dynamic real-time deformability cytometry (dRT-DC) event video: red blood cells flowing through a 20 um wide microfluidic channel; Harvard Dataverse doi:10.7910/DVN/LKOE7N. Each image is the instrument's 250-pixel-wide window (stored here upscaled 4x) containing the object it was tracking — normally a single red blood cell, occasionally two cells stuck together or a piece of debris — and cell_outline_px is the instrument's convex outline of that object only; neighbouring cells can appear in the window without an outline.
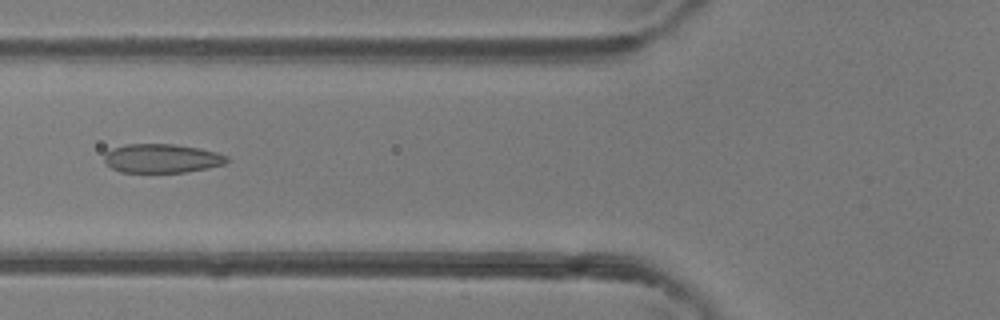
{"species": "common noctule bat (a hibernating species)", "species_latin": "Nyctalus noctula", "temperature_condition": "room temperature", "stored_images_in_passage": 47, "camera_frame_rate_fps": 3000, "um_per_image_px": 0.085, "animal": {"sex": "female"}, "frame": {"image": 1, "passage_image": 18, "time_ms": 5.667, "image_size_px": [1000, 320], "cell_outline_px": [[228, 160], [224, 164], [208, 168], [184, 172], [120, 172], [112, 168], [104, 160], [104, 152], [112, 148], [124, 144], [172, 144], [200, 148], [216, 152], [228, 156]], "centroid_in_image_um": [13.74, 13.45], "position_along_channel_um": 112.1, "area_um2": 20.69}}
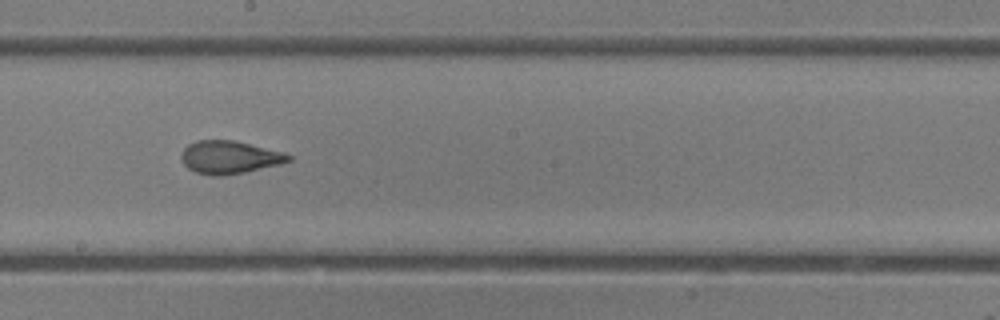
{"frame": {"image": 2, "passage_image": 26, "time_ms": 8.333, "image_size_px": [1000, 320], "cell_outline_px": [[292, 160], [280, 164], [244, 172], [224, 176], [212, 176], [196, 172], [188, 168], [184, 164], [180, 156], [184, 148], [188, 144], [196, 140], [232, 140], [284, 152], [292, 156]], "centroid_in_image_um": [19.49, 13.37], "position_along_channel_um": 228.7, "area_um2": 20.52}}
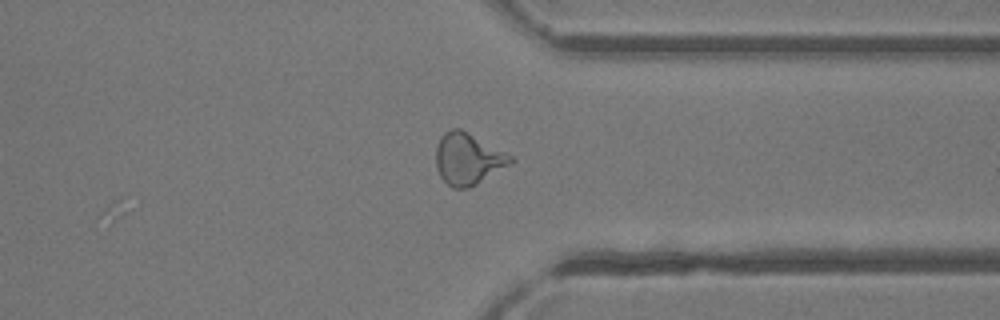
{"frame": {"image": 3, "passage_image": 36, "time_ms": 11.667, "image_size_px": [1000, 320], "cell_outline_px": [[516, 160], [476, 184], [468, 188], [452, 188], [440, 176], [436, 168], [436, 148], [440, 136], [444, 132], [452, 128], [460, 128], [512, 156]], "centroid_in_image_um": [39.74, 13.5], "position_along_channel_um": 371.7, "area_um2": 22.14}, "authors_computed_cell_mechanics": {"area_um2": 21.964, "velocity_mm_per_s": 4.3615, "shape_relaxation_time_tau1_ms": null, "shape_relaxation_time_tau2_ms": 1.1556, "deformation_change_tau1": null, "deformation_change_tau2": 0.0759}}